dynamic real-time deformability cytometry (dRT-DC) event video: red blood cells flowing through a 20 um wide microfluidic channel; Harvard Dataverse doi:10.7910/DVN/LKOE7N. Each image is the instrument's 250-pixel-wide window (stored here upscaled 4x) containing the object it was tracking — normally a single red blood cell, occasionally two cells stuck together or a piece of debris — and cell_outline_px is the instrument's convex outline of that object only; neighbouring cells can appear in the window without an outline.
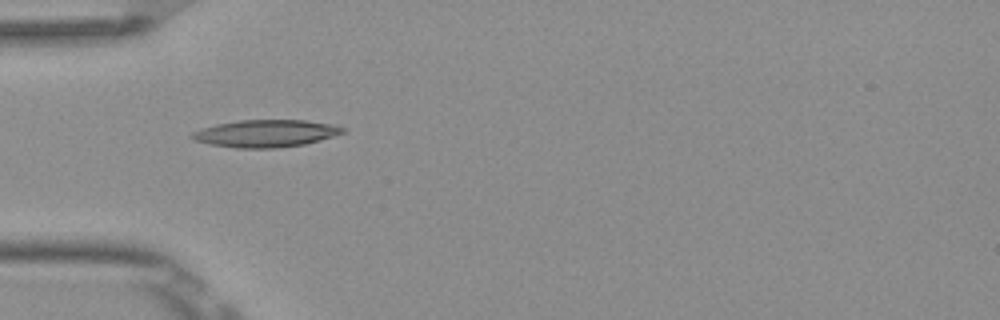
{"species": "Egyptian fruit bat (a non-hibernating species)", "species_latin": "Rousettus aegyptiacus", "temperature_condition": "room temperature", "stored_images_in_passage": 3, "camera_frame_rate_fps": 3000, "um_per_image_px": 0.085, "frame": {"image": 1, "passage_image": 1, "time_ms": 0.0, "image_size_px": [1000, 320], "cell_outline_px": [[344, 132], [320, 140], [304, 144], [276, 148], [236, 148], [208, 144], [192, 140], [188, 136], [192, 132], [200, 128], [216, 124], [240, 120], [304, 120], [336, 124], [344, 128]], "centroid_in_image_um": [22.53, 11.34], "position_along_channel_um": 62.5, "area_um2": 24.16}}
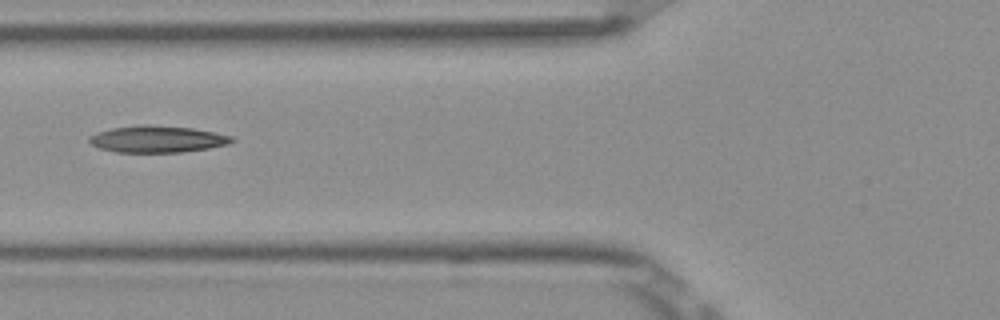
{"frame": {"image": 2, "passage_image": 2, "time_ms": 0.333, "image_size_px": [1000, 320], "cell_outline_px": [[236, 140], [228, 144], [208, 148], [180, 152], [116, 152], [100, 148], [92, 144], [88, 140], [88, 136], [96, 132], [112, 128], [136, 124], [148, 124], [192, 128], [236, 136]], "centroid_in_image_um": [13.38, 11.81], "position_along_channel_um": 112.4, "area_um2": 22.43}}
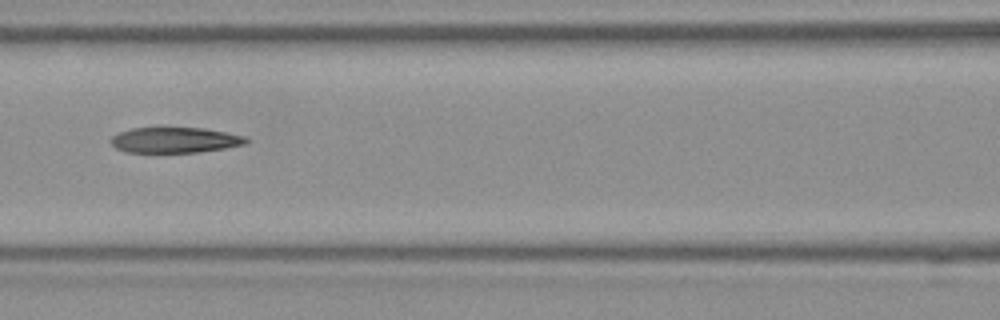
{"frame": {"image": 3, "passage_image": 3, "time_ms": 0.667, "image_size_px": [1000, 320], "cell_outline_px": [[248, 140], [244, 144], [224, 148], [200, 152], [124, 152], [116, 148], [108, 140], [112, 136], [120, 132], [132, 128], [160, 124], [204, 128], [244, 136]], "centroid_in_image_um": [14.77, 11.85], "position_along_channel_um": 151.8, "area_um2": 20.98}}